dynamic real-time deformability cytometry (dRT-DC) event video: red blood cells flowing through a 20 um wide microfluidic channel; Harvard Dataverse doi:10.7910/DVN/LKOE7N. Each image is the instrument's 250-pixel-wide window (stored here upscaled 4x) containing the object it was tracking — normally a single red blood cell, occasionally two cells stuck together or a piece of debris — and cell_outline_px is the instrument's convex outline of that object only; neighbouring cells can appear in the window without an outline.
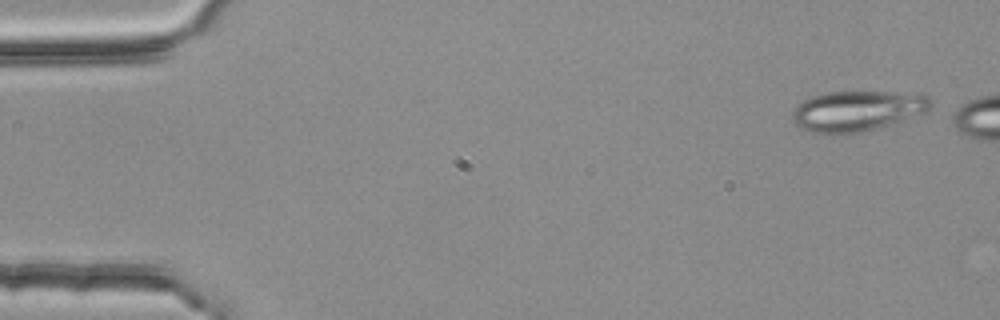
{"species": "common noctule bat (a hibernating species)", "species_latin": "Nyctalus noctula", "temperature_condition": "room temperature", "stored_images_in_passage": 5, "camera_frame_rate_fps": 3000, "um_per_image_px": 0.085, "animal": {"sex": "female", "body_mass_g": 25.1}, "frame": {"image": 1, "passage_image": 1, "time_ms": 0.0, "image_size_px": [1000, 320], "cell_outline_px": [[932, 104], [928, 112], [904, 120], [860, 132], [812, 132], [800, 128], [792, 120], [792, 112], [808, 96], [824, 92], [924, 92], [932, 100]], "centroid_in_image_um": [72.94, 9.38], "position_along_channel_um": 12.1, "area_um2": 32.6}}